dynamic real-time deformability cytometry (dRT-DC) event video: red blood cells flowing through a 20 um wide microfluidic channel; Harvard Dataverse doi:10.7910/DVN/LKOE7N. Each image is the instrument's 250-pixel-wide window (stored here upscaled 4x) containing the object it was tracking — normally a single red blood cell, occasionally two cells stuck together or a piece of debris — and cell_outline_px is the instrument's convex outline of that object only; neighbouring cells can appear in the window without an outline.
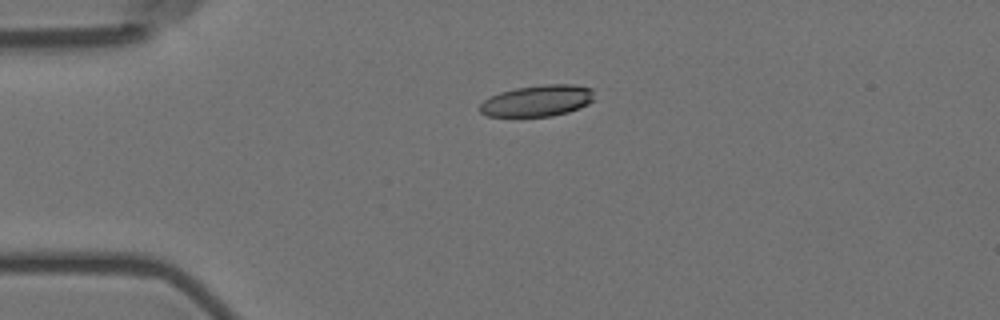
{"species": "Egyptian fruit bat (a non-hibernating species)", "species_latin": "Rousettus aegyptiacus", "temperature_condition": "room temperature", "stored_images_in_passage": 5, "camera_frame_rate_fps": 3000, "um_per_image_px": 0.085, "animal": {"sex": "female"}, "frame": {"image": 1, "passage_image": 5, "time_ms": 1.333, "image_size_px": [1000, 320], "cell_outline_px": [[596, 100], [580, 108], [568, 112], [552, 116], [488, 116], [480, 112], [480, 104], [484, 100], [500, 92], [516, 88], [544, 84], [572, 84], [592, 88]], "centroid_in_image_um": [45.74, 8.56], "position_along_channel_um": 39.3, "area_um2": 20.98}}